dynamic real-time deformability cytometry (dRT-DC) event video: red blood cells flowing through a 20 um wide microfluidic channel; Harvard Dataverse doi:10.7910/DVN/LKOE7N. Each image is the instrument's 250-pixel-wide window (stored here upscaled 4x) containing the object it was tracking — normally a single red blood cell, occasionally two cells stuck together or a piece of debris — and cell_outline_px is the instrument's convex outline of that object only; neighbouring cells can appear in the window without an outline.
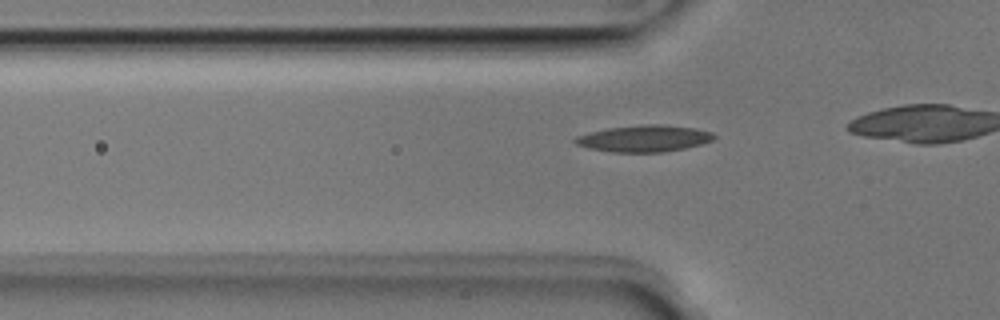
{"species": "Egyptian fruit bat (a non-hibernating species)", "species_latin": "Rousettus aegyptiacus", "temperature_condition": "room temperature", "stored_images_in_passage": 12, "camera_frame_rate_fps": 3000, "um_per_image_px": 0.085, "animal": {"sex": "male"}, "frame": {"image": 1, "passage_image": 7, "time_ms": 2.0, "image_size_px": [1000, 320], "cell_outline_px": [[716, 136], [712, 140], [700, 144], [684, 148], [664, 152], [612, 152], [588, 148], [576, 144], [572, 140], [576, 136], [588, 132], [608, 128], [648, 124], [664, 124], [696, 128], [712, 132]], "centroid_in_image_um": [54.73, 11.77], "position_along_channel_um": 71.1, "area_um2": 21.56}}